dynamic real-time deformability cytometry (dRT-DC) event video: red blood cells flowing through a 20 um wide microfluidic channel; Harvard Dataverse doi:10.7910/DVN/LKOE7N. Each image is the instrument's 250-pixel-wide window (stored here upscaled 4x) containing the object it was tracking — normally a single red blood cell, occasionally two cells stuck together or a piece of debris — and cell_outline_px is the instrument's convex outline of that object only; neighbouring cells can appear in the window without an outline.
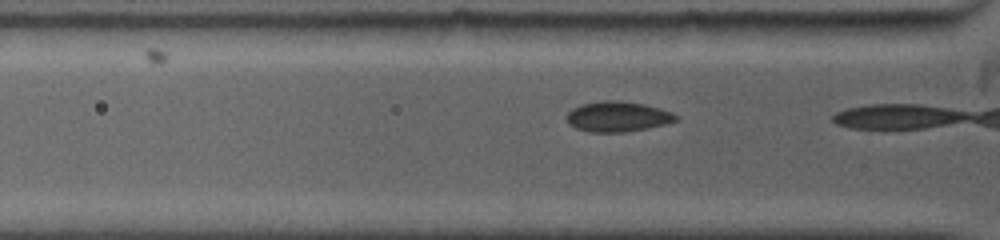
{"species": "common noctule bat (a hibernating species)", "species_latin": "Nyctalus noctula", "temperature_condition": "warm", "stored_images_in_passage": 5, "camera_frame_rate_fps": 5000, "um_per_image_px": 0.085, "animal": {"sex": "female", "body_mass_g": 19.0, "forearm_length_mm": 53.3}, "frame": {"image": 1, "passage_image": 5, "time_ms": 2.6, "image_size_px": [1000, 240], "cell_outline_px": [[680, 116], [676, 120], [664, 124], [624, 132], [588, 132], [576, 128], [568, 124], [564, 116], [572, 108], [580, 104], [604, 100], [616, 100], [644, 104], [660, 108], [672, 112]], "centroid_in_image_um": [52.45, 9.9], "position_along_channel_um": 73.4, "area_um2": 19.36}}